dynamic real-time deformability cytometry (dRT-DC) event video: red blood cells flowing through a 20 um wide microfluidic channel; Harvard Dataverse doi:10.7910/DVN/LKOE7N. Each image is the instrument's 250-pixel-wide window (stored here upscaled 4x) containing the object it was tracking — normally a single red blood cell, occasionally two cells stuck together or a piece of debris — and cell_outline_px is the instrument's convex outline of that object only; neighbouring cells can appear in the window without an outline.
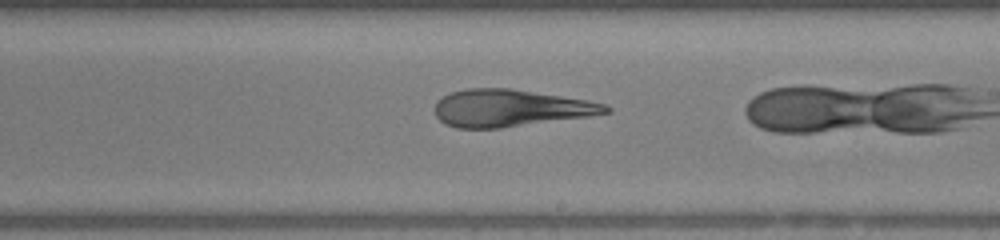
{"species": "human", "species_latin": "Homo sapiens", "temperature_condition": "warm", "stored_images_in_passage": 28, "camera_frame_rate_fps": 3000, "um_per_image_px": 0.085, "donor": {"sex": "female"}, "frame": {"image": 1, "passage_image": 20, "time_ms": 6.333, "image_size_px": [1000, 240], "cell_outline_px": [[612, 112], [592, 116], [500, 128], [456, 128], [444, 124], [436, 116], [436, 100], [452, 92], [468, 88], [512, 88], [588, 100], [604, 104], [612, 108]], "centroid_in_image_um": [43.4, 9.19], "position_along_channel_um": 245.6, "area_um2": 37.11}}